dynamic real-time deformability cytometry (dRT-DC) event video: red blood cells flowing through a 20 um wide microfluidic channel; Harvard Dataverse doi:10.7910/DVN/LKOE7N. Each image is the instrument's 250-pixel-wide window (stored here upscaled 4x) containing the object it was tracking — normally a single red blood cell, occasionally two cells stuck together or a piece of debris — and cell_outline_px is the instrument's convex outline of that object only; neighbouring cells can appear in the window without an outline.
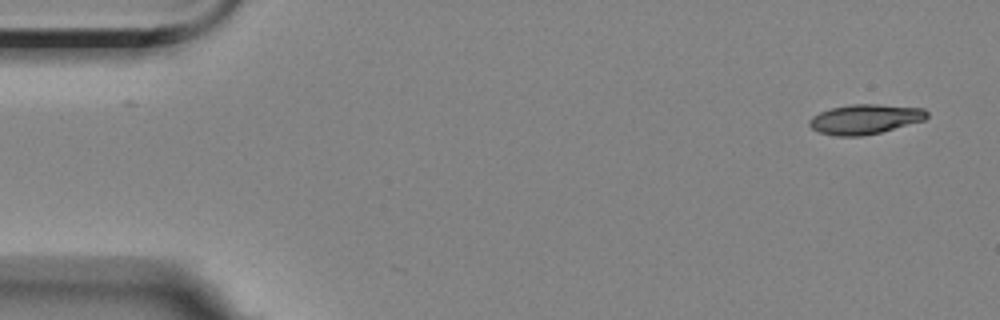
{"species": "Egyptian fruit bat (a non-hibernating species)", "species_latin": "Rousettus aegyptiacus", "temperature_condition": "room temperature", "stored_images_in_passage": 2, "camera_frame_rate_fps": 3000, "um_per_image_px": 0.085, "animal": {"sex": "female"}, "frame": {"image": 1, "passage_image": 2, "time_ms": 1.333, "image_size_px": [1000, 320], "cell_outline_px": [[928, 116], [924, 120], [880, 132], [860, 136], [836, 136], [820, 132], [812, 128], [808, 124], [808, 120], [812, 116], [820, 112], [832, 108], [852, 104], [880, 104], [924, 108], [928, 112]], "centroid_in_image_um": [73.52, 10.12], "position_along_channel_um": 11.5, "area_um2": 20.29}}